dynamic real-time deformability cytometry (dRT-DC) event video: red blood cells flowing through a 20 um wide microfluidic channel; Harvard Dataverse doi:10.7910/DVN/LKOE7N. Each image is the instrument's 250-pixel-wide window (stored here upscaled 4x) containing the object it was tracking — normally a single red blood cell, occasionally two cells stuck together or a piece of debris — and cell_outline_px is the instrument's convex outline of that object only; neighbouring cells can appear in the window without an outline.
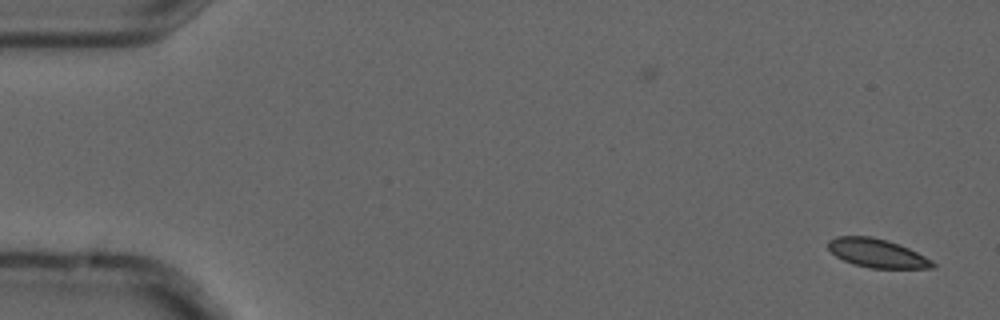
{"species": "common noctule bat (a hibernating species)", "species_latin": "Nyctalus noctula", "temperature_condition": "cold", "stored_images_in_passage": 2, "camera_frame_rate_fps": 3000, "um_per_image_px": 0.085, "animal": {"sex": "male", "forearm_length_mm": 52.5}, "frame": {"image": 1, "passage_image": 2, "time_ms": 0.333, "image_size_px": [1000, 320], "cell_outline_px": [[936, 268], [868, 268], [852, 264], [836, 256], [828, 248], [828, 240], [836, 236], [872, 236], [888, 240], [908, 248], [932, 260], [936, 264]], "centroid_in_image_um": [74.54, 21.52], "position_along_channel_um": 10.5, "area_um2": 17.51}}